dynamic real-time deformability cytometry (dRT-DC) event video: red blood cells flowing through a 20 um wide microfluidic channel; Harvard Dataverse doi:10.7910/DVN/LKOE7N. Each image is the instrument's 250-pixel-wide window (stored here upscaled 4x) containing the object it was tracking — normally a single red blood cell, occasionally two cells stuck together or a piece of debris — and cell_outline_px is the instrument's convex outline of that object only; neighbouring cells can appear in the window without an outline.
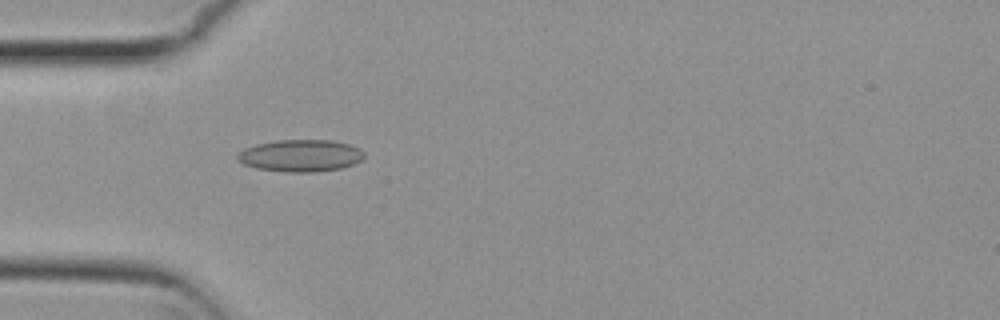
{"species": "common noctule bat (a hibernating species)", "species_latin": "Nyctalus noctula", "temperature_condition": "cold", "stored_images_in_passage": 39, "camera_frame_rate_fps": 3000, "um_per_image_px": 0.085, "animal": {"sex": "female", "body_mass_g": 29.2, "forearm_length_mm": 56.3}, "frame": {"image": 1, "passage_image": 1, "time_ms": 0.0, "image_size_px": [1000, 320], "cell_outline_px": [[364, 156], [360, 160], [352, 164], [340, 168], [312, 172], [284, 172], [256, 168], [244, 164], [236, 160], [236, 156], [244, 148], [256, 144], [280, 140], [332, 140], [348, 144], [360, 148], [364, 152]], "centroid_in_image_um": [25.52, 13.23], "position_along_channel_um": 59.5, "area_um2": 23.58}}
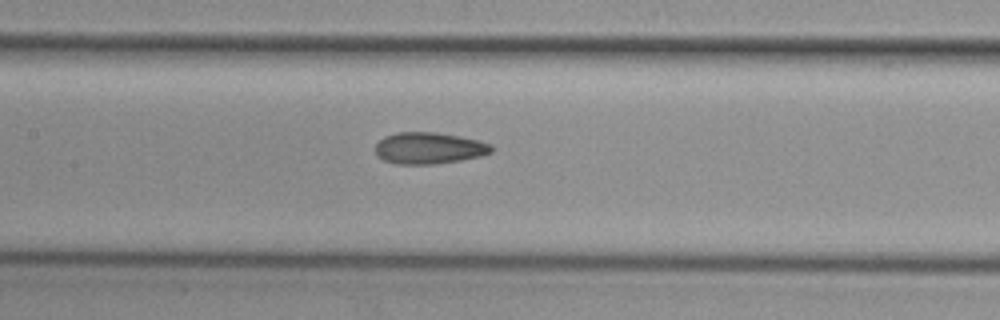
{"frame": {"image": 2, "passage_image": 10, "time_ms": 3.0, "image_size_px": [1000, 320], "cell_outline_px": [[492, 152], [480, 156], [460, 160], [432, 164], [396, 164], [384, 160], [376, 152], [376, 144], [384, 136], [396, 132], [436, 132], [460, 136], [492, 144]], "centroid_in_image_um": [36.46, 12.58], "position_along_channel_um": 170.9, "area_um2": 21.21}}
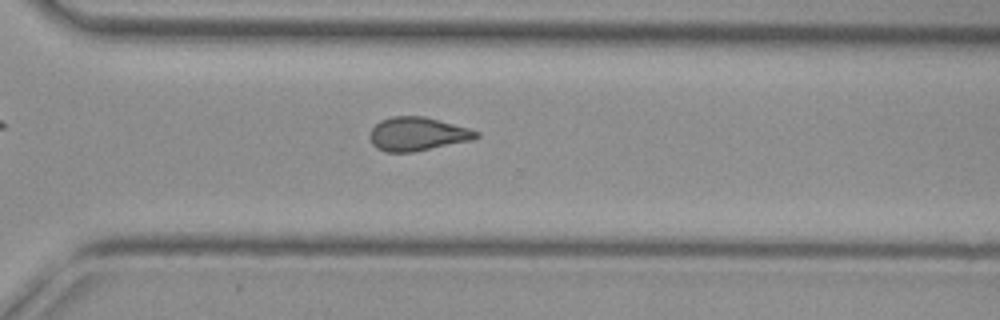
{"frame": {"image": 3, "passage_image": 23, "time_ms": 7.333, "image_size_px": [1000, 320], "cell_outline_px": [[480, 136], [476, 140], [412, 152], [384, 152], [376, 148], [372, 144], [368, 136], [372, 128], [380, 120], [392, 116], [424, 116], [468, 128], [480, 132]], "centroid_in_image_um": [35.49, 11.4], "position_along_channel_um": 335.1, "area_um2": 21.1}, "authors_computed_cell_mechanics": {"area_um2": 20.6346, "velocity_mm_per_s": 3.8009, "shape_relaxation_time_tau1_ms": null, "shape_relaxation_time_tau2_ms": 4.0612, "deformation_change_tau1": null, "deformation_change_tau2": 0.1141}}